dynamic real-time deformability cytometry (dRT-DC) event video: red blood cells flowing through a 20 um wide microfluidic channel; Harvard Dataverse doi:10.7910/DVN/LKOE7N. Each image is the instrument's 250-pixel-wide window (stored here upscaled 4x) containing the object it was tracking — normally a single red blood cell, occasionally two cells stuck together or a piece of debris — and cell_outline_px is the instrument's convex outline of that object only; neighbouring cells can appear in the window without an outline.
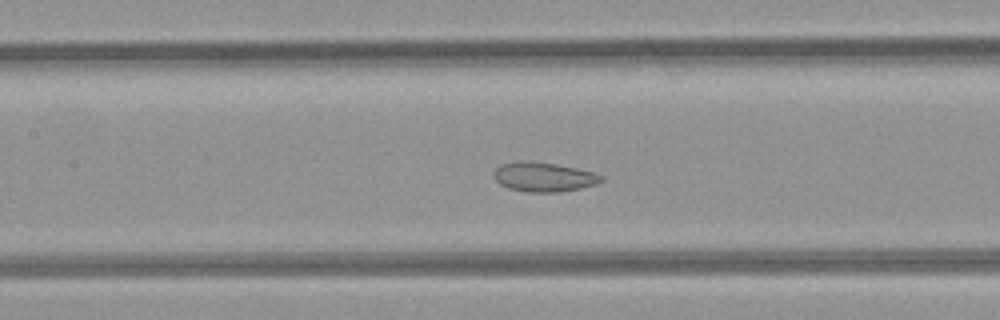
{"species": "common noctule bat (a hibernating species)", "species_latin": "Nyctalus noctula", "temperature_condition": "room temperature", "stored_images_in_passage": 37, "camera_frame_rate_fps": 3000, "um_per_image_px": 0.085, "animal": {"sex": "female", "body_mass_g": 21.9}, "frame": {"image": 1, "passage_image": 10, "time_ms": 3.0, "image_size_px": [1000, 320], "cell_outline_px": [[604, 180], [596, 184], [580, 188], [560, 192], [528, 192], [508, 188], [500, 184], [492, 176], [492, 172], [500, 164], [520, 160], [524, 160], [556, 164], [596, 172], [604, 176]], "centroid_in_image_um": [46.21, 15.03], "position_along_channel_um": 161.2, "area_um2": 18.67}}
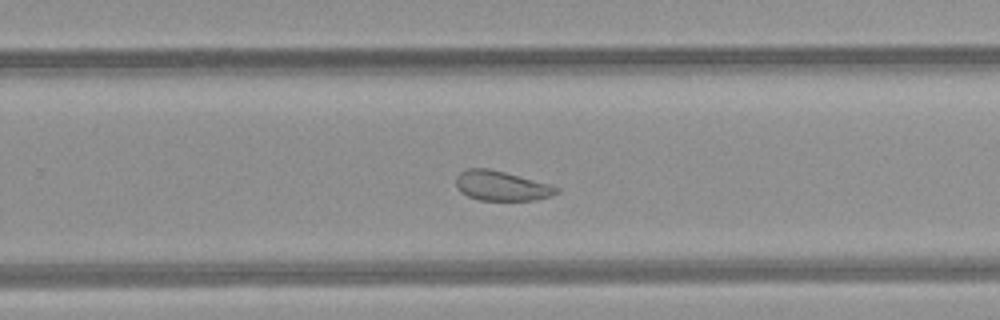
{"frame": {"image": 2, "passage_image": 19, "time_ms": 6.0, "image_size_px": [1000, 320], "cell_outline_px": [[560, 192], [536, 200], [480, 200], [468, 196], [460, 192], [456, 188], [456, 176], [460, 172], [468, 168], [488, 168], [552, 184], [560, 188]], "centroid_in_image_um": [42.62, 15.79], "position_along_channel_um": 287.2, "area_um2": 17.51}}
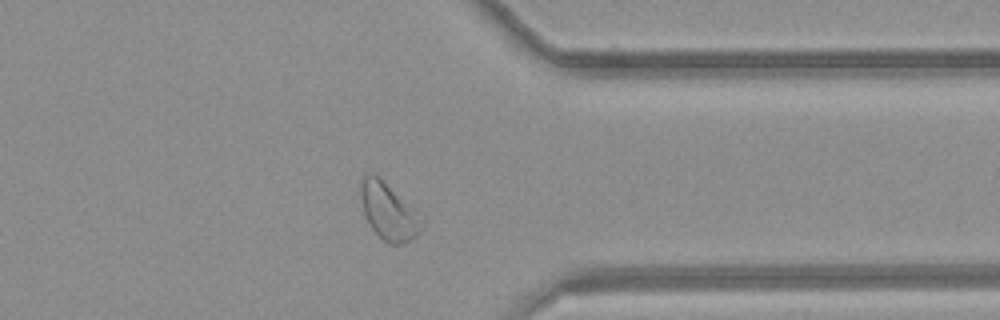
{"frame": {"image": 3, "passage_image": 26, "time_ms": 8.333, "image_size_px": [1000, 320], "cell_outline_px": [[424, 220], [420, 232], [416, 236], [404, 244], [388, 244], [372, 228], [364, 212], [360, 192], [360, 184], [364, 176], [368, 172], [372, 172], [416, 208], [424, 216]], "centroid_in_image_um": [33.09, 17.97], "position_along_channel_um": 378.3, "area_um2": 20.29}, "authors_computed_cell_mechanics": {"area_um2": 18.6694, "velocity_mm_per_s": 4.2133, "shape_relaxation_time_tau1_ms": null, "shape_relaxation_time_tau2_ms": 2.0265, "deformation_change_tau1": null, "deformation_change_tau2": 0.0745}}